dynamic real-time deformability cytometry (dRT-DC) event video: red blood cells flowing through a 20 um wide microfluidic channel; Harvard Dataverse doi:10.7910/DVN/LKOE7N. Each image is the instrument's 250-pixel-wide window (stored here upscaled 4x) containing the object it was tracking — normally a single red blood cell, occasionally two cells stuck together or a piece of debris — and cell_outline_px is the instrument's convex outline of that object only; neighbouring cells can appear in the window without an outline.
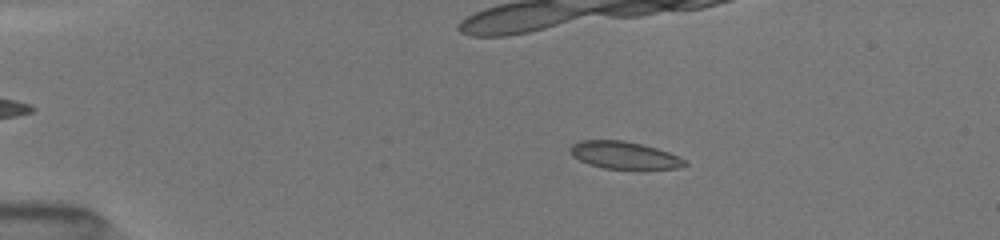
{"species": "common noctule bat (a hibernating species)", "species_latin": "Nyctalus noctula", "temperature_condition": "room temperature", "stored_images_in_passage": 11, "camera_frame_rate_fps": 3000, "um_per_image_px": 0.085, "animal": {"sex": "female", "body_mass_g": 19.5, "forearm_length_mm": 54.1}, "frame": {"image": 1, "passage_image": 5, "time_ms": 2.667, "image_size_px": [1000, 240], "cell_outline_px": [[688, 164], [676, 168], [604, 168], [588, 164], [572, 156], [568, 152], [568, 148], [572, 144], [580, 140], [624, 140], [656, 148], [668, 152], [684, 160]], "centroid_in_image_um": [52.96, 13.17], "position_along_channel_um": 32.0, "area_um2": 17.98}}